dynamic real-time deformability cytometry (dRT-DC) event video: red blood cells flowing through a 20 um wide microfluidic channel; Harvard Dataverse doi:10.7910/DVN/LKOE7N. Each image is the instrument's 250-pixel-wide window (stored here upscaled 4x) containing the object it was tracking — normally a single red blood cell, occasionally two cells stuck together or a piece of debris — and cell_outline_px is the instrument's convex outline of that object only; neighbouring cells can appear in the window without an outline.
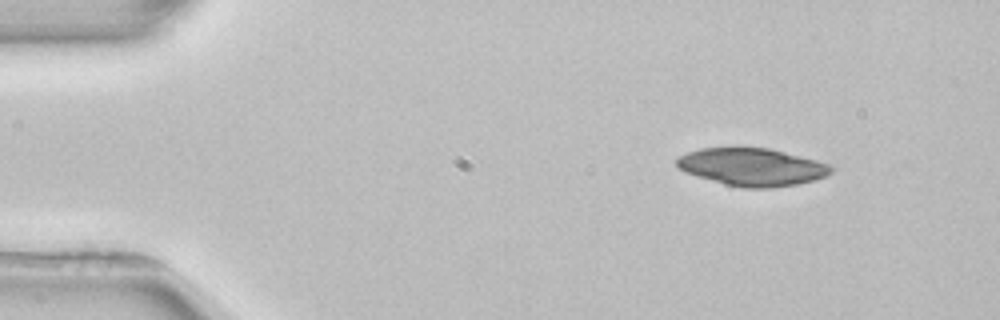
{"species": "common noctule bat (a hibernating species)", "species_latin": "Nyctalus noctula", "temperature_condition": "room temperature", "stored_images_in_passage": 2, "camera_frame_rate_fps": 3000, "um_per_image_px": 0.085, "animal": {"sex": "female", "body_mass_g": 22.7, "forearm_length_mm": 54.2}, "frame": {"image": 1, "passage_image": 1, "time_ms": 0.0, "image_size_px": [1000, 320], "cell_outline_px": [[832, 172], [828, 176], [796, 184], [768, 188], [744, 188], [724, 184], [696, 176], [684, 172], [676, 164], [676, 156], [700, 148], [768, 148], [816, 160], [828, 164], [832, 168]], "centroid_in_image_um": [63.89, 14.2], "position_along_channel_um": 21.1, "area_um2": 33.64}}